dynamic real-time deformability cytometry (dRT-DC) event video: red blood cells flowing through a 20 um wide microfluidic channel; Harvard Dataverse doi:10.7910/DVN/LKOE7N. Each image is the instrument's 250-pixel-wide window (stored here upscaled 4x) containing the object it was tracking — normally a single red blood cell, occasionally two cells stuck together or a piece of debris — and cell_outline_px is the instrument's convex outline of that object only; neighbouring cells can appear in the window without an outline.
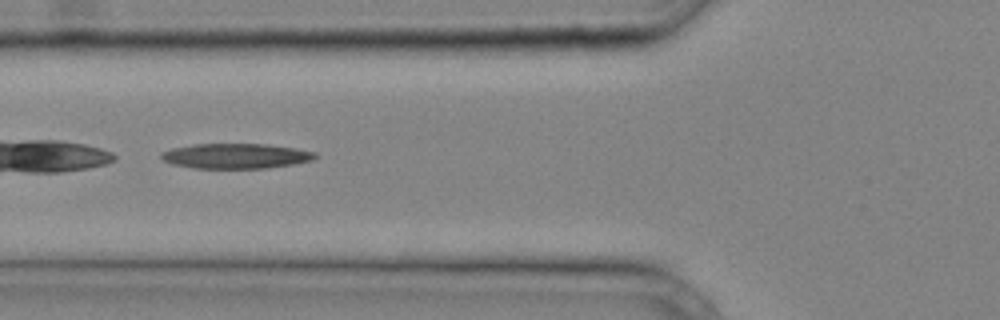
{"species": "common noctule bat (a hibernating species)", "species_latin": "Nyctalus noctula", "temperature_condition": "cold", "stored_images_in_passage": 36, "camera_frame_rate_fps": 3000, "um_per_image_px": 0.085, "animal": {"sex": "male", "body_mass_g": 20.4}, "frame": {"image": 1, "passage_image": 14, "time_ms": 4.333, "image_size_px": [1000, 320], "cell_outline_px": [[320, 156], [316, 160], [292, 164], [264, 168], [192, 168], [172, 164], [164, 160], [160, 156], [160, 152], [172, 148], [192, 144], [268, 144], [296, 148], [316, 152]], "centroid_in_image_um": [20.08, 13.25], "position_along_channel_um": 105.7, "area_um2": 22.72}}